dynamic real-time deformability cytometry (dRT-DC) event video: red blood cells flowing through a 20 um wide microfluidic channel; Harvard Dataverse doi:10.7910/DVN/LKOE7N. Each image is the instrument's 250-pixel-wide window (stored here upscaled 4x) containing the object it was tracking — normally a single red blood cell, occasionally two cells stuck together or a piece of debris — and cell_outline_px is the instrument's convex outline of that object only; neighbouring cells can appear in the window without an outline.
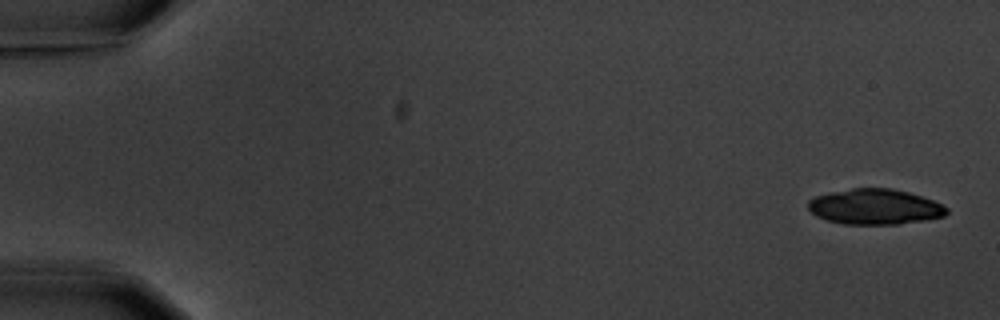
{"species": "common noctule bat (a hibernating species)", "species_latin": "Nyctalus noctula", "temperature_condition": "warm", "stored_images_in_passage": 7, "camera_frame_rate_fps": 3000, "um_per_image_px": 0.085, "animal": {"sex": "male", "body_mass_g": 20.1, "forearm_length_mm": 53.5}, "frame": {"image": 1, "passage_image": 1, "time_ms": 0.0, "image_size_px": [1000, 320], "cell_outline_px": [[948, 212], [944, 216], [924, 220], [900, 224], [844, 224], [828, 220], [816, 216], [808, 208], [808, 200], [816, 196], [828, 192], [852, 188], [892, 188], [908, 192], [932, 200], [948, 208]], "centroid_in_image_um": [74.34, 17.57], "position_along_channel_um": 10.7, "area_um2": 28.55}}